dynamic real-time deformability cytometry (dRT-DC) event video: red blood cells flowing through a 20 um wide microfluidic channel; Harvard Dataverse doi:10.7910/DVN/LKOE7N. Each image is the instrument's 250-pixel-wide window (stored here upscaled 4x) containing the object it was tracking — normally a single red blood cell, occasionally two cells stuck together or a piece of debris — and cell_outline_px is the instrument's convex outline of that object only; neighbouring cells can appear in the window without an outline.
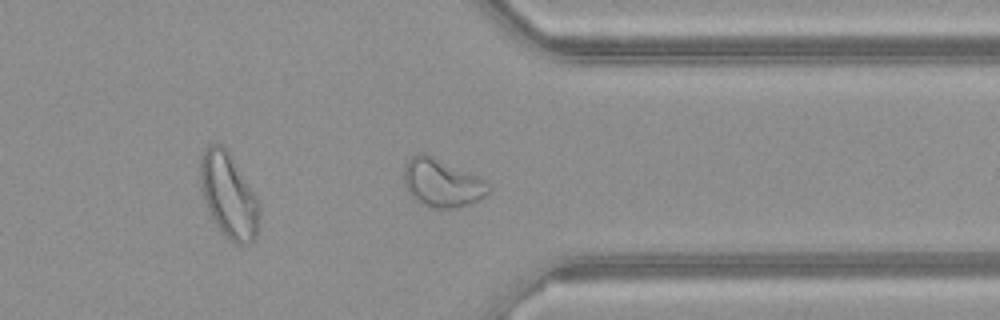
{"species": "common noctule bat (a hibernating species)", "species_latin": "Nyctalus noctula", "temperature_condition": "warm", "stored_images_in_passage": 38, "camera_frame_rate_fps": 3000, "um_per_image_px": 0.085, "animal": {"sex": "female", "body_mass_g": 21.9}, "frame": {"image": 1, "passage_image": 27, "time_ms": 8.667, "image_size_px": [1000, 320], "cell_outline_px": [[492, 188], [480, 200], [456, 208], [432, 208], [420, 204], [408, 192], [404, 184], [404, 164], [412, 156], [420, 152], [424, 152], [480, 176]], "centroid_in_image_um": [37.56, 15.54], "position_along_channel_um": 373.8, "area_um2": 24.04}, "authors_computed_cell_mechanics": {"area_um2": 21.7617, "velocity_mm_per_s": 4.1318, "shape_relaxation_time_tau1_ms": null, "shape_relaxation_time_tau2_ms": 3.1054, "deformation_change_tau1": null, "deformation_change_tau2": 0.1185}}